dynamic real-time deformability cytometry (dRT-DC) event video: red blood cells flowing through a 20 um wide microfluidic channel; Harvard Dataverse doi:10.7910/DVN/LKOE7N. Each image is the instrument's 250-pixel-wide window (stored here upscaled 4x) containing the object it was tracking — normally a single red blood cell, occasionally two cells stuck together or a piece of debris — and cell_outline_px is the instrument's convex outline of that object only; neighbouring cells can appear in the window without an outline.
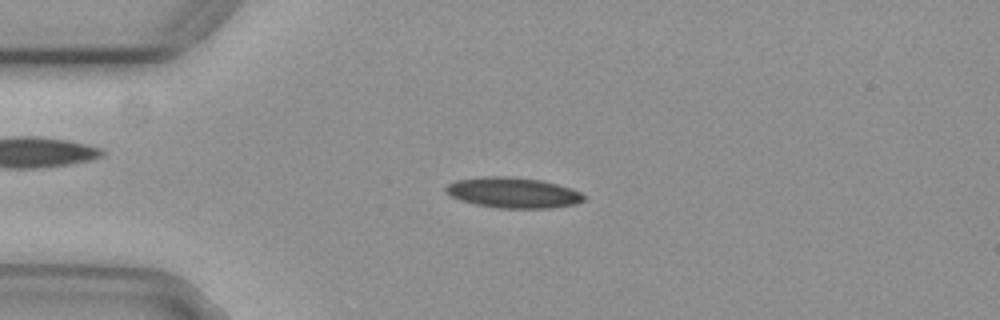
{"species": "common noctule bat (a hibernating species)", "species_latin": "Nyctalus noctula", "temperature_condition": "cold", "stored_images_in_passage": 54, "camera_frame_rate_fps": 3000, "um_per_image_px": 0.085, "animal": {"sex": "female", "body_mass_g": 29.2, "forearm_length_mm": 56.3}, "frame": {"image": 1, "passage_image": 12, "time_ms": 3.667, "image_size_px": [1000, 320], "cell_outline_px": [[588, 200], [576, 204], [552, 208], [496, 208], [476, 204], [460, 200], [444, 192], [444, 188], [448, 184], [456, 180], [480, 176], [508, 176], [540, 180], [572, 188], [588, 196]], "centroid_in_image_um": [43.64, 16.38], "position_along_channel_um": 41.4, "area_um2": 24.91}}
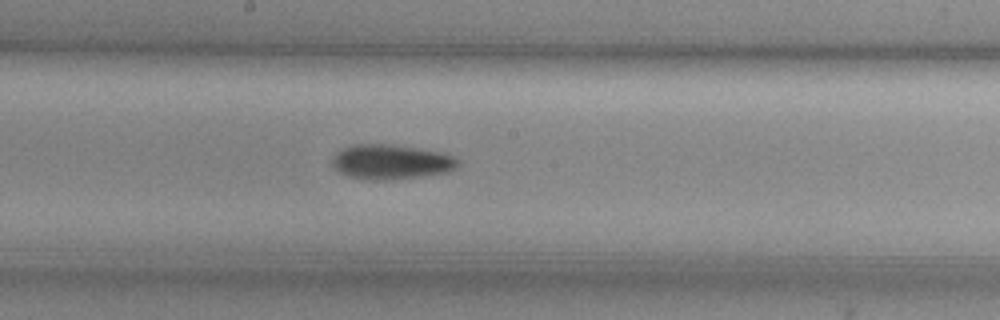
{"frame": {"image": 2, "passage_image": 28, "time_ms": 9.0, "image_size_px": [1000, 320], "cell_outline_px": [[460, 164], [456, 168], [448, 172], [424, 176], [392, 180], [368, 180], [348, 176], [332, 168], [332, 160], [336, 152], [352, 144], [384, 144], [416, 148], [440, 152], [452, 156], [460, 160]], "centroid_in_image_um": [33.23, 13.78], "position_along_channel_um": 215.0, "area_um2": 25.61}}
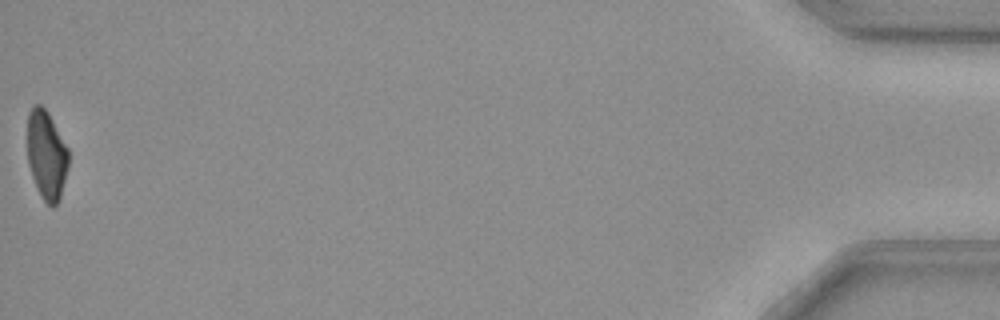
{"frame": {"image": 3, "passage_image": 54, "time_ms": 17.667, "image_size_px": [1000, 320], "cell_outline_px": [[68, 168], [60, 200], [52, 208], [44, 200], [32, 176], [28, 164], [28, 112], [36, 104], [40, 104], [48, 112], [68, 148]], "centroid_in_image_um": [3.97, 13.18], "position_along_channel_um": 431.2, "area_um2": 21.15}, "authors_computed_cell_mechanics": {"area_um2": 23.6691, "velocity_mm_per_s": 3.7223, "shape_relaxation_time_tau1_ms": 10.6447, "shape_relaxation_time_tau2_ms": null, "deformation_change_tau1": 0.2122, "deformation_change_tau2": null}}